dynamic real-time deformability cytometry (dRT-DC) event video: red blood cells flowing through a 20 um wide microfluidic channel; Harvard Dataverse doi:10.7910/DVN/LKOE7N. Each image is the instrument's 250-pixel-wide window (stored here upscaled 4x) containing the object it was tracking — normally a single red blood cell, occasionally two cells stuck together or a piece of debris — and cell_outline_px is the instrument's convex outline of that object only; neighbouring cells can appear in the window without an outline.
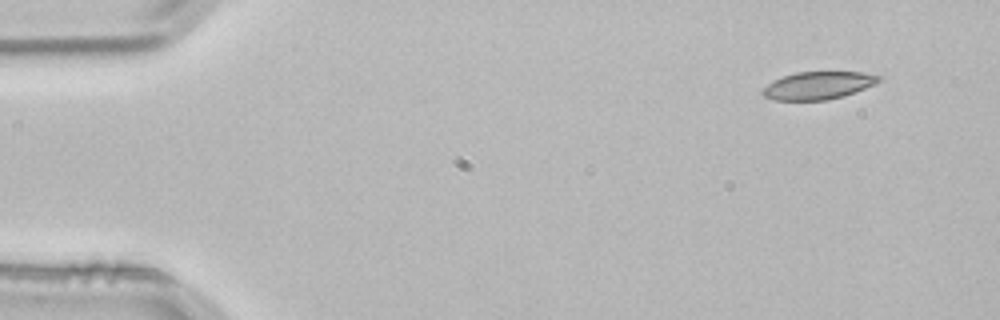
{"species": "common noctule bat (a hibernating species)", "species_latin": "Nyctalus noctula", "temperature_condition": "room temperature", "stored_images_in_passage": 3, "camera_frame_rate_fps": 3000, "um_per_image_px": 0.085, "animal": {"sex": "male", "body_mass_g": 21.5, "forearm_length_mm": 52.0}, "frame": {"image": 1, "passage_image": 1, "time_ms": 0.0, "image_size_px": [1000, 320], "cell_outline_px": [[884, 76], [876, 84], [840, 96], [824, 100], [776, 100], [764, 96], [760, 92], [768, 84], [784, 76], [796, 72], [864, 72]], "centroid_in_image_um": [69.57, 7.25], "position_along_channel_um": 15.4, "area_um2": 18.44}}
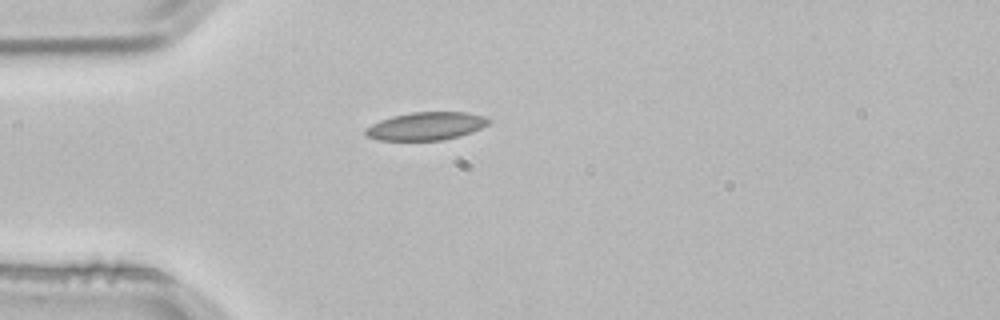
{"frame": {"image": 2, "passage_image": 3, "time_ms": 0.667, "image_size_px": [1000, 320], "cell_outline_px": [[492, 120], [488, 124], [472, 132], [460, 136], [444, 140], [380, 140], [364, 136], [364, 128], [380, 120], [392, 116], [412, 112], [468, 112], [484, 116]], "centroid_in_image_um": [36.21, 10.72], "position_along_channel_um": 48.8, "area_um2": 20.23}}